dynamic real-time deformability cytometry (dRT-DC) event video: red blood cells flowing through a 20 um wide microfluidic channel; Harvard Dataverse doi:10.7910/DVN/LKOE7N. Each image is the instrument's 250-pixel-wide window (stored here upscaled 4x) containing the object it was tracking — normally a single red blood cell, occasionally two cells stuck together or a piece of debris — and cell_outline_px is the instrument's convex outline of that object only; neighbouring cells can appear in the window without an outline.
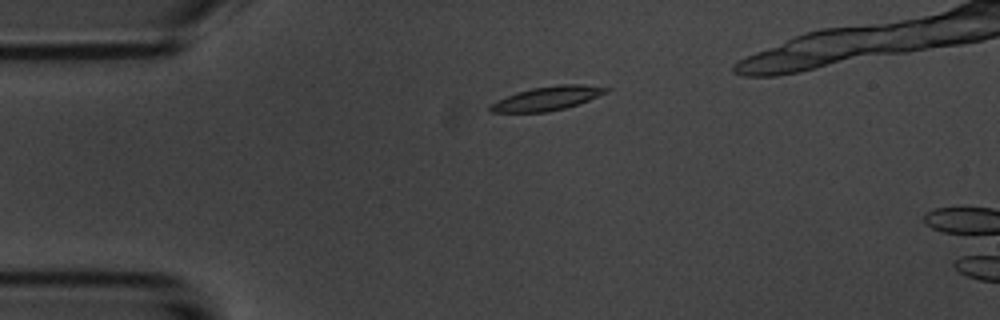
{"species": "common noctule bat (a hibernating species)", "species_latin": "Nyctalus noctula", "temperature_condition": "room temperature", "stored_images_in_passage": 5, "camera_frame_rate_fps": 3000, "um_per_image_px": 0.085, "animal": {"sex": "male", "body_mass_g": 20.1, "forearm_length_mm": 53.5}, "frame": {"image": 1, "passage_image": 3, "time_ms": 3.333, "image_size_px": [1000, 320], "cell_outline_px": [[612, 88], [608, 92], [580, 104], [548, 112], [492, 112], [488, 108], [488, 104], [496, 100], [516, 92], [532, 88], [560, 84], [580, 84]], "centroid_in_image_um": [46.51, 8.36], "position_along_channel_um": 38.5, "area_um2": 16.3}}